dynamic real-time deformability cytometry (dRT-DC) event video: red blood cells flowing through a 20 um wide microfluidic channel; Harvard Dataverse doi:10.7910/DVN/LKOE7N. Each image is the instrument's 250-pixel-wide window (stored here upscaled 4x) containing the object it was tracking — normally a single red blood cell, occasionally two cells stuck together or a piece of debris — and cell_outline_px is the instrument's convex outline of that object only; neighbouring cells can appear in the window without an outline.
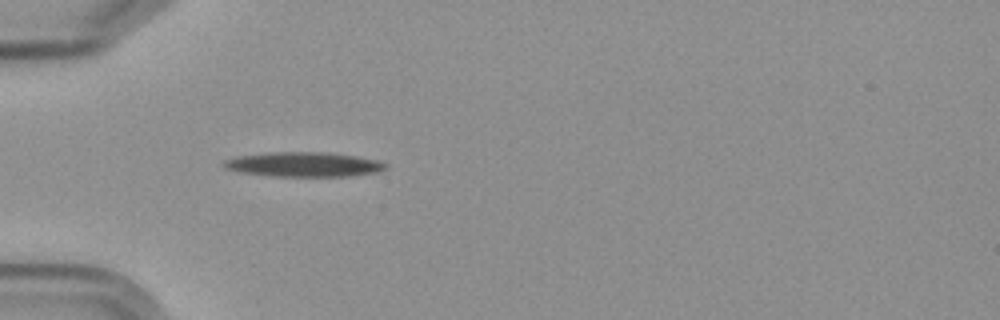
{"species": "Egyptian fruit bat (a non-hibernating species)", "species_latin": "Rousettus aegyptiacus", "temperature_condition": "cold", "stored_images_in_passage": 1, "camera_frame_rate_fps": 3000, "um_per_image_px": 0.085, "frame": {"image": 1, "passage_image": 1, "time_ms": 0.0, "image_size_px": [1000, 320], "cell_outline_px": [[388, 164], [380, 172], [348, 176], [272, 176], [236, 172], [224, 168], [220, 164], [224, 160], [236, 156], [272, 152], [324, 152], [356, 156], [380, 160]], "centroid_in_image_um": [25.78, 13.98], "position_along_channel_um": 59.2, "area_um2": 23.47}}